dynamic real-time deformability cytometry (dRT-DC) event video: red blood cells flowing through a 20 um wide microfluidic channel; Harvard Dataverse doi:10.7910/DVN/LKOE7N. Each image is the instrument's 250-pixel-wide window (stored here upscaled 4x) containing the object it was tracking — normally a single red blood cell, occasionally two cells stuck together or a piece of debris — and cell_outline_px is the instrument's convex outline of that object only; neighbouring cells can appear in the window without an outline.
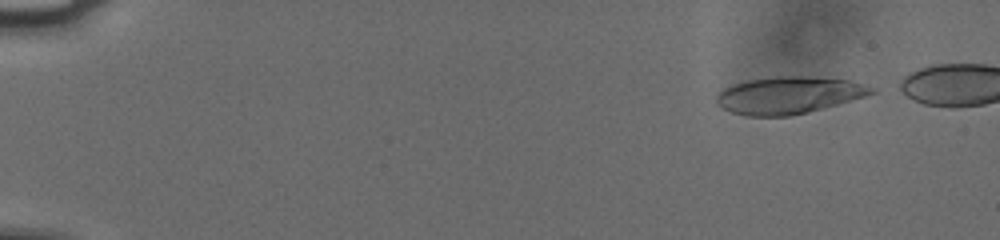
{"species": "human", "species_latin": "Homo sapiens", "temperature_condition": "cold", "stored_images_in_passage": 49, "camera_frame_rate_fps": 3000, "um_per_image_px": 0.085, "donor": {"sex": "male"}, "frame": {"image": 1, "passage_image": 2, "time_ms": 0.333, "image_size_px": [1000, 240], "cell_outline_px": [[876, 92], [864, 96], [808, 112], [788, 116], [748, 116], [732, 112], [716, 104], [716, 96], [724, 88], [732, 84], [748, 80], [776, 76], [804, 76], [848, 80], [876, 88]], "centroid_in_image_um": [67.01, 8.09], "position_along_channel_um": 18.0, "area_um2": 33.18}}
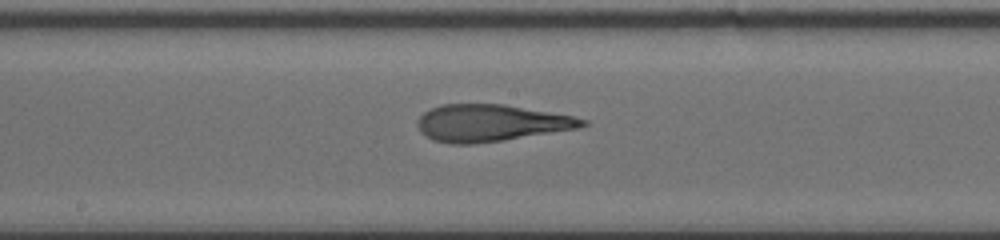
{"frame": {"image": 2, "passage_image": 28, "time_ms": 9.0, "image_size_px": [1000, 240], "cell_outline_px": [[588, 124], [576, 128], [504, 140], [472, 144], [452, 144], [432, 140], [420, 132], [420, 116], [424, 112], [440, 104], [504, 104], [572, 116], [588, 120]], "centroid_in_image_um": [41.71, 10.45], "position_along_channel_um": 206.5, "area_um2": 35.03}}
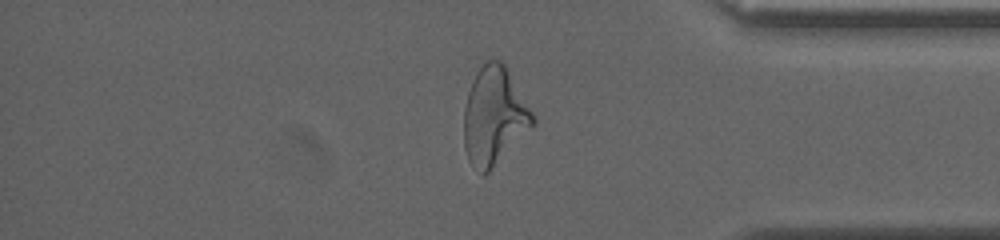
{"frame": {"image": 3, "passage_image": 44, "time_ms": 14.333, "image_size_px": [1000, 240], "cell_outline_px": [[536, 124], [484, 176], [468, 160], [464, 148], [464, 108], [468, 92], [476, 72], [488, 60], [500, 60], [504, 64], [536, 116]], "centroid_in_image_um": [42.02, 9.88], "position_along_channel_um": 393.2, "area_um2": 39.07}}